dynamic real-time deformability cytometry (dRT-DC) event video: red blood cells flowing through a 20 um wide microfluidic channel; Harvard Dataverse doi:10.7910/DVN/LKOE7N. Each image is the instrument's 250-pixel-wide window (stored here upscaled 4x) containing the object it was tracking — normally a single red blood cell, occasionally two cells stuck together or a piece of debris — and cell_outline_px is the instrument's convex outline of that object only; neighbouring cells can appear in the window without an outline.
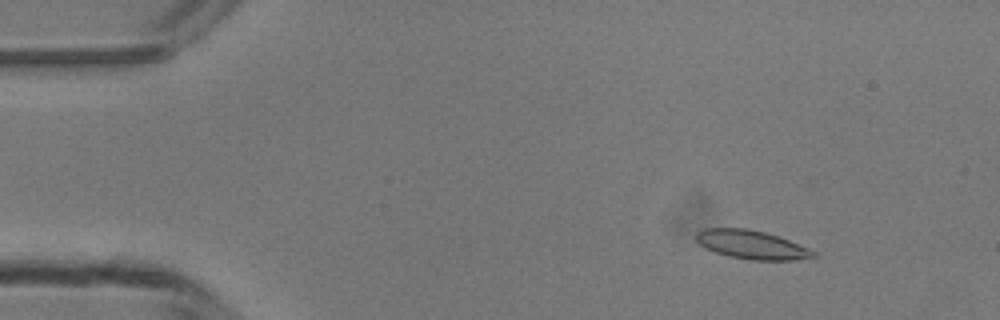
{"species": "common noctule bat (a hibernating species)", "species_latin": "Nyctalus noctula", "temperature_condition": "room temperature", "stored_images_in_passage": 44, "camera_frame_rate_fps": 3000, "um_per_image_px": 0.085, "animal": {"sex": "male", "body_mass_g": 13.3}, "frame": {"image": 1, "passage_image": 1, "time_ms": 0.0, "image_size_px": [1000, 320], "cell_outline_px": [[820, 256], [792, 260], [752, 260], [728, 256], [704, 248], [696, 240], [696, 232], [704, 228], [748, 228], [764, 232], [788, 240], [808, 248], [816, 252]], "centroid_in_image_um": [63.87, 20.8], "position_along_channel_um": 21.1, "area_um2": 19.54}}
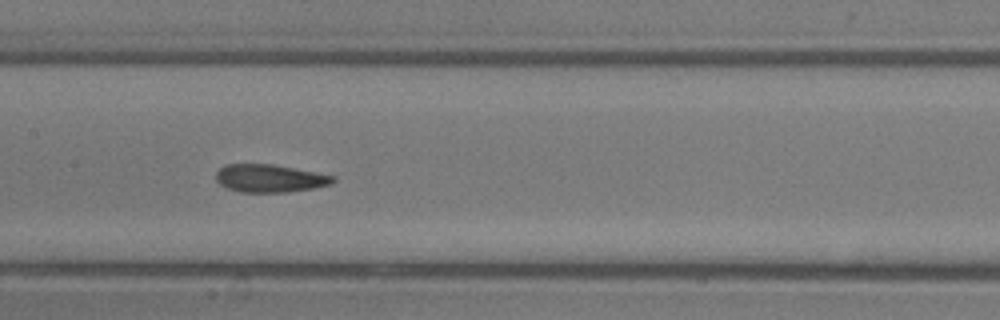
{"frame": {"image": 2, "passage_image": 19, "time_ms": 6.0, "image_size_px": [1000, 320], "cell_outline_px": [[336, 180], [332, 184], [312, 188], [288, 192], [240, 192], [228, 188], [220, 184], [216, 180], [216, 172], [224, 164], [272, 164], [336, 176]], "centroid_in_image_um": [22.93, 15.15], "position_along_channel_um": 184.5, "area_um2": 18.96}}
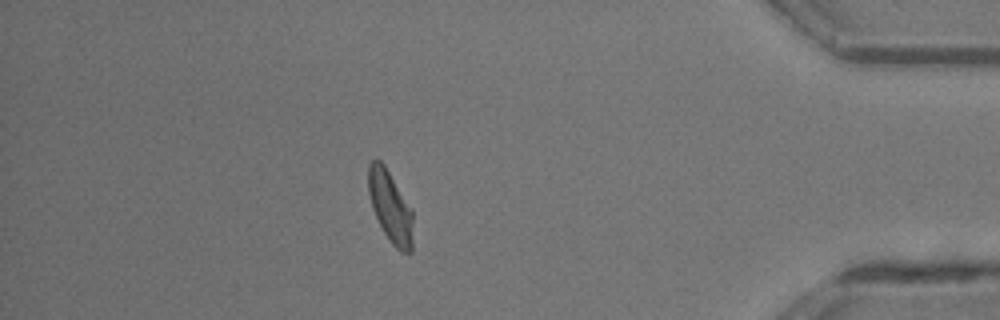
{"frame": {"image": 3, "passage_image": 38, "time_ms": 12.333, "image_size_px": [1000, 320], "cell_outline_px": [[412, 252], [400, 252], [392, 244], [384, 232], [372, 208], [368, 192], [368, 164], [372, 160], [380, 160], [384, 164], [412, 208]], "centroid_in_image_um": [33.17, 17.56], "position_along_channel_um": 402.0, "area_um2": 18.55}, "authors_computed_cell_mechanics": {"area_um2": 19.1896, "velocity_mm_per_s": 4.1545, "shape_relaxation_time_tau1_ms": 4.3227, "shape_relaxation_time_tau2_ms": 1.8351, "deformation_change_tau1": 0.1523, "deformation_change_tau2": 0.0694}}